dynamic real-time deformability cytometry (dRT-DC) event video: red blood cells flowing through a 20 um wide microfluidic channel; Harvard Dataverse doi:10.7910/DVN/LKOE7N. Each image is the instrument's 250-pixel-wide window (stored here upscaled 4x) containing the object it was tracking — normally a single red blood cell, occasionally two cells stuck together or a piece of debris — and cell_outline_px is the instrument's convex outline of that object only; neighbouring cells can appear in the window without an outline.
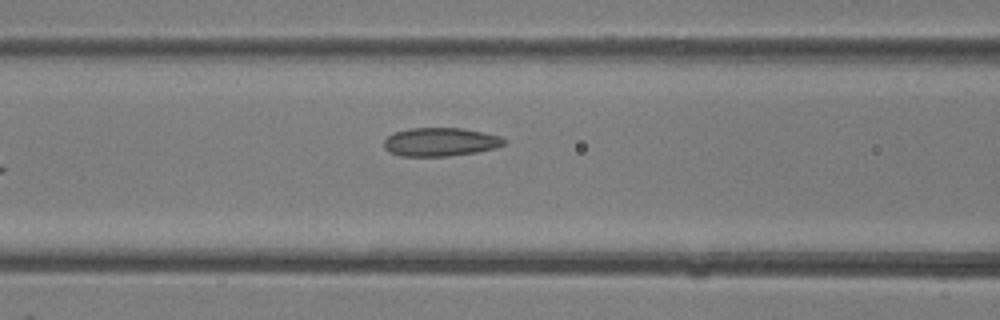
{"species": "common noctule bat (a hibernating species)", "species_latin": "Nyctalus noctula", "temperature_condition": "room temperature", "stored_images_in_passage": 5, "camera_frame_rate_fps": 3000, "um_per_image_px": 0.085, "animal": {"sex": "female"}, "frame": {"image": 1, "passage_image": 5, "time_ms": 1.333, "image_size_px": [1000, 320], "cell_outline_px": [[504, 144], [496, 148], [476, 152], [448, 156], [400, 156], [388, 152], [384, 148], [384, 140], [388, 136], [396, 132], [408, 128], [460, 128], [500, 136], [504, 140]], "centroid_in_image_um": [37.38, 12.07], "position_along_channel_um": 129.2, "area_um2": 19.83}}